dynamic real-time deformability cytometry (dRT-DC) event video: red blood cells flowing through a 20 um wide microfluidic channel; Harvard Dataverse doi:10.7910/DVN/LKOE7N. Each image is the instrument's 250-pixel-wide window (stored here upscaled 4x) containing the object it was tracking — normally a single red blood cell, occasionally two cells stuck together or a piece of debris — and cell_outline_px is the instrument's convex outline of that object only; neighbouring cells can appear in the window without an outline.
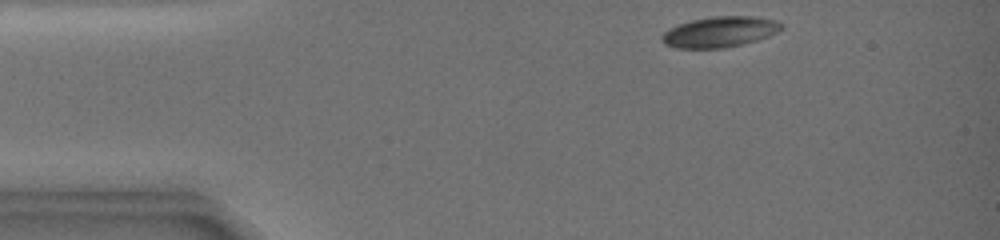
{"species": "common noctule bat (a hibernating species)", "species_latin": "Nyctalus noctula", "temperature_condition": "warm", "stored_images_in_passage": 40, "camera_frame_rate_fps": 3000, "um_per_image_px": 0.085, "animal": {"sex": "female", "body_mass_g": 19.0, "forearm_length_mm": 51.5}, "frame": {"image": 1, "passage_image": 1, "time_ms": 0.0, "image_size_px": [1000, 240], "cell_outline_px": [[784, 28], [768, 36], [744, 44], [724, 48], [672, 48], [664, 44], [660, 40], [660, 36], [668, 28], [692, 20], [712, 16], [752, 16], [776, 20], [784, 24]], "centroid_in_image_um": [61.16, 2.71], "position_along_channel_um": 23.8, "area_um2": 21.56}}
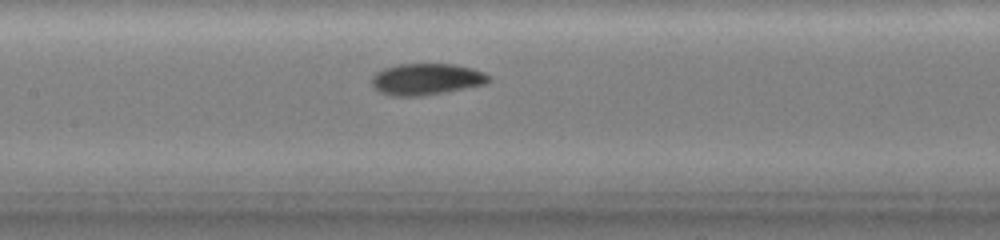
{"frame": {"image": 2, "passage_image": 20, "time_ms": 6.0, "image_size_px": [1000, 240], "cell_outline_px": [[488, 80], [480, 84], [436, 92], [384, 92], [376, 88], [372, 84], [372, 76], [376, 72], [384, 68], [396, 64], [456, 64], [472, 68], [484, 72], [488, 76]], "centroid_in_image_um": [36.25, 6.62], "position_along_channel_um": 171.2, "area_um2": 19.48}}
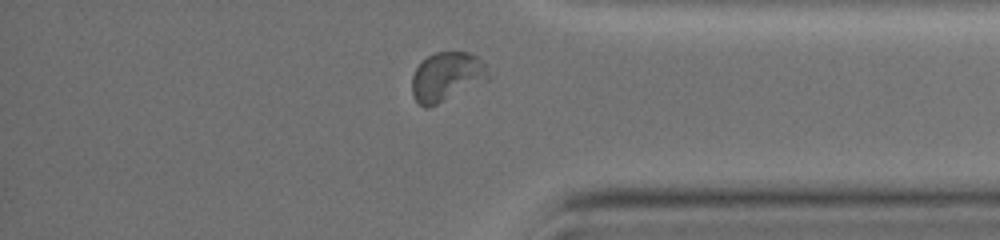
{"frame": {"image": 3, "passage_image": 39, "time_ms": 12.333, "image_size_px": [1000, 240], "cell_outline_px": [[488, 80], [428, 108], [424, 108], [412, 96], [412, 76], [420, 60], [436, 52], [472, 52], [484, 64], [488, 72]], "centroid_in_image_um": [37.94, 6.51], "position_along_channel_um": 397.3, "area_um2": 21.79}, "authors_computed_cell_mechanics": {"area_um2": 20.2878, "velocity_mm_per_s": 3.6089, "shape_relaxation_time_tau1_ms": 5.5824, "shape_relaxation_time_tau2_ms": 1.8075, "deformation_change_tau1": 0.1704, "deformation_change_tau2": 0.0461}}